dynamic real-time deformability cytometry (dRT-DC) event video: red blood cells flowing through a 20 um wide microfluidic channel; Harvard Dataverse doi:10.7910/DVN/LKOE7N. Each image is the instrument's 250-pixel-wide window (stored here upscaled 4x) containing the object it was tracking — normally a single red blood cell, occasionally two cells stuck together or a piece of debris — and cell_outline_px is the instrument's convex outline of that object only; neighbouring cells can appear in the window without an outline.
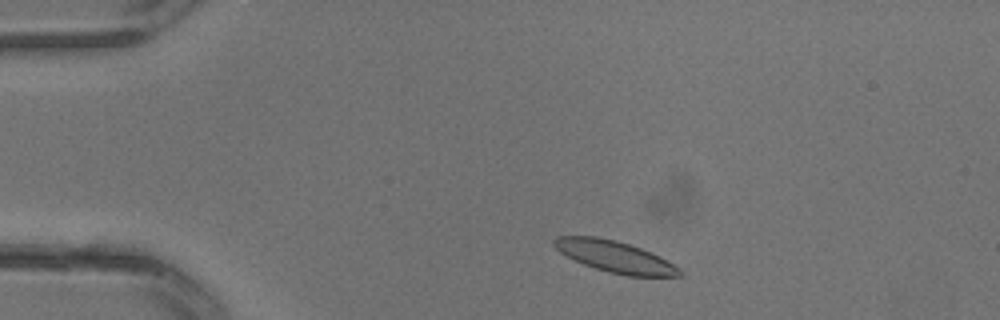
{"species": "common noctule bat (a hibernating species)", "species_latin": "Nyctalus noctula", "temperature_condition": "warm", "stored_images_in_passage": 29, "camera_frame_rate_fps": 3000, "um_per_image_px": 0.085, "animal": {"sex": "male", "body_mass_g": 13.3}, "frame": {"image": 1, "passage_image": 3, "time_ms": 0.667, "image_size_px": [1000, 320], "cell_outline_px": [[684, 272], [680, 276], [628, 276], [608, 272], [584, 264], [560, 252], [552, 244], [552, 240], [556, 236], [596, 236], [616, 240], [640, 248], [680, 268]], "centroid_in_image_um": [52.23, 21.81], "position_along_channel_um": 32.8, "area_um2": 22.6}}
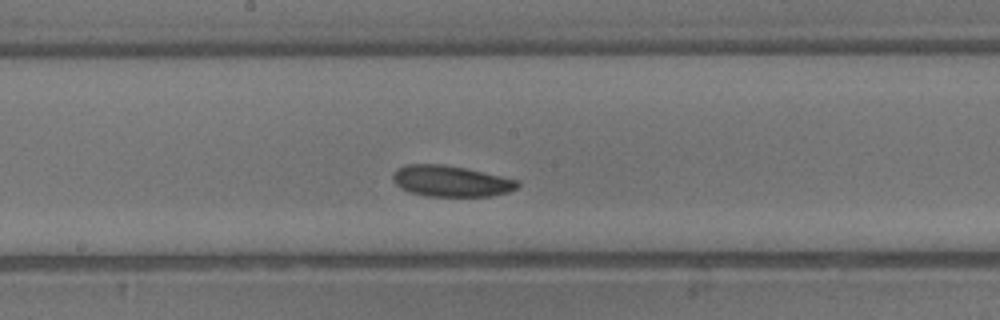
{"frame": {"image": 2, "passage_image": 14, "time_ms": 4.333, "image_size_px": [1000, 320], "cell_outline_px": [[520, 184], [516, 188], [508, 192], [492, 196], [428, 196], [408, 192], [400, 188], [392, 180], [392, 176], [396, 168], [408, 164], [444, 164], [464, 168], [520, 180]], "centroid_in_image_um": [38.31, 15.39], "position_along_channel_um": 209.9, "area_um2": 22.66}}
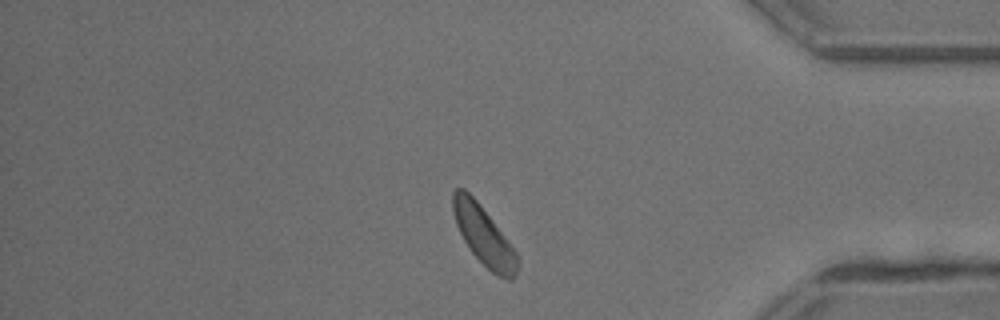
{"frame": {"image": 3, "passage_image": 24, "time_ms": 7.667, "image_size_px": [1000, 320], "cell_outline_px": [[520, 264], [516, 276], [512, 280], [508, 280], [496, 276], [472, 252], [464, 240], [456, 224], [452, 212], [452, 192], [456, 188], [464, 188], [476, 200], [508, 240], [516, 252], [520, 260]], "centroid_in_image_um": [41.14, 20.06], "position_along_channel_um": 394.1, "area_um2": 22.08}}